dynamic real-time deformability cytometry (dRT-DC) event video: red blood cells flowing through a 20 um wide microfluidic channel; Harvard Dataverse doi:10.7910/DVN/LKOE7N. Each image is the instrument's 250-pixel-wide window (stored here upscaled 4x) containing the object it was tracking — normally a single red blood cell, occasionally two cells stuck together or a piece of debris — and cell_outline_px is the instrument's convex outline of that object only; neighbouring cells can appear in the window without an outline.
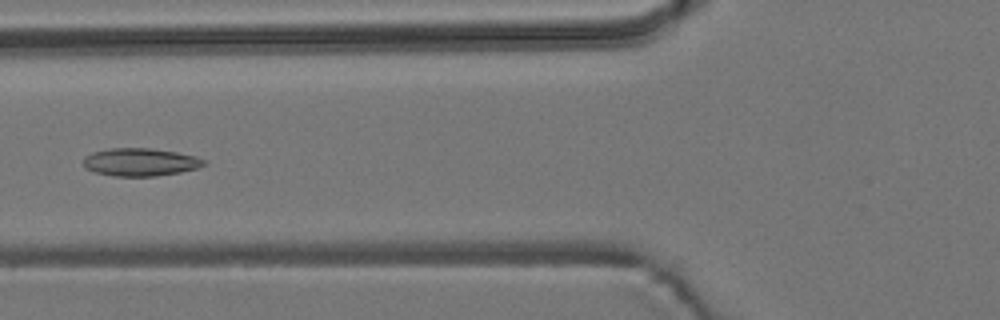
{"species": "common noctule bat (a hibernating species)", "species_latin": "Nyctalus noctula", "temperature_condition": "room temperature", "stored_images_in_passage": 6, "camera_frame_rate_fps": 3000, "um_per_image_px": 0.085, "animal": {"sex": "male", "body_mass_g": 19.2, "forearm_length_mm": 51.8}, "frame": {"image": 1, "passage_image": 6, "time_ms": 5.667, "image_size_px": [1000, 320], "cell_outline_px": [[208, 164], [196, 168], [180, 172], [156, 176], [112, 176], [92, 172], [84, 168], [84, 156], [92, 152], [108, 148], [152, 148], [176, 152], [196, 156], [204, 160]], "centroid_in_image_um": [11.89, 13.78], "position_along_channel_um": 113.9, "area_um2": 19.77}}